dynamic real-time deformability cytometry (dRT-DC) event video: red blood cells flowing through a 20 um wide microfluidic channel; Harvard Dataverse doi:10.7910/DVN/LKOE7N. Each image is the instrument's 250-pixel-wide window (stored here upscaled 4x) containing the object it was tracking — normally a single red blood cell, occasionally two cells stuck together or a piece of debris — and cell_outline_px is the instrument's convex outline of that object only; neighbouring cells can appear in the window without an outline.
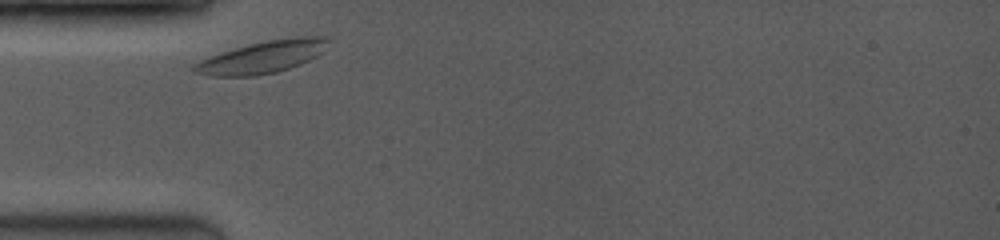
{"species": "common noctule bat (a hibernating species)", "species_latin": "Nyctalus noctula", "temperature_condition": "room temperature", "stored_images_in_passage": 16, "camera_frame_rate_fps": 3500, "um_per_image_px": 0.085, "animal": {"sex": "female", "body_mass_g": 19.0, "forearm_length_mm": 53.3}, "frame": {"image": 1, "passage_image": 1, "time_ms": 0.0, "image_size_px": [1000, 240], "cell_outline_px": [[332, 40], [324, 52], [300, 64], [276, 72], [256, 76], [212, 76], [192, 72], [192, 64], [200, 60], [220, 52], [248, 44], [268, 40], [296, 36], [332, 36]], "centroid_in_image_um": [22.35, 4.83], "position_along_channel_um": 62.7, "area_um2": 25.55}}
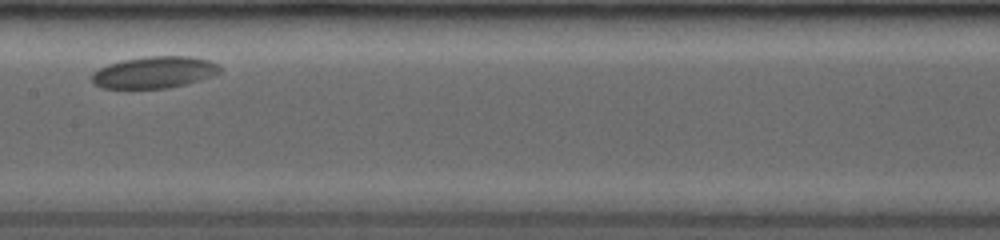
{"frame": {"image": 2, "passage_image": 6, "time_ms": 3.714, "image_size_px": [1000, 240], "cell_outline_px": [[224, 68], [220, 72], [212, 76], [188, 84], [168, 88], [100, 88], [92, 84], [92, 72], [108, 64], [124, 60], [144, 56], [192, 56], [212, 60], [220, 64]], "centroid_in_image_um": [13.17, 6.14], "position_along_channel_um": 194.2, "area_um2": 24.1}}
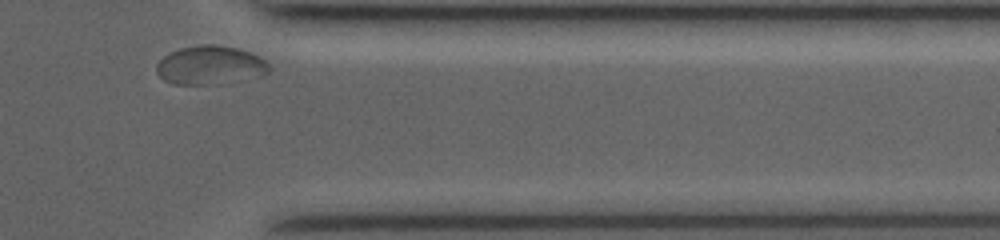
{"frame": {"image": 3, "passage_image": 15, "time_ms": 9.143, "image_size_px": [1000, 240], "cell_outline_px": [[272, 68], [268, 72], [216, 84], [172, 84], [164, 80], [156, 72], [156, 64], [164, 56], [180, 48], [200, 44], [216, 44], [236, 48], [252, 52], [260, 56]], "centroid_in_image_um": [17.82, 5.52], "position_along_channel_um": 393.6, "area_um2": 25.03}}